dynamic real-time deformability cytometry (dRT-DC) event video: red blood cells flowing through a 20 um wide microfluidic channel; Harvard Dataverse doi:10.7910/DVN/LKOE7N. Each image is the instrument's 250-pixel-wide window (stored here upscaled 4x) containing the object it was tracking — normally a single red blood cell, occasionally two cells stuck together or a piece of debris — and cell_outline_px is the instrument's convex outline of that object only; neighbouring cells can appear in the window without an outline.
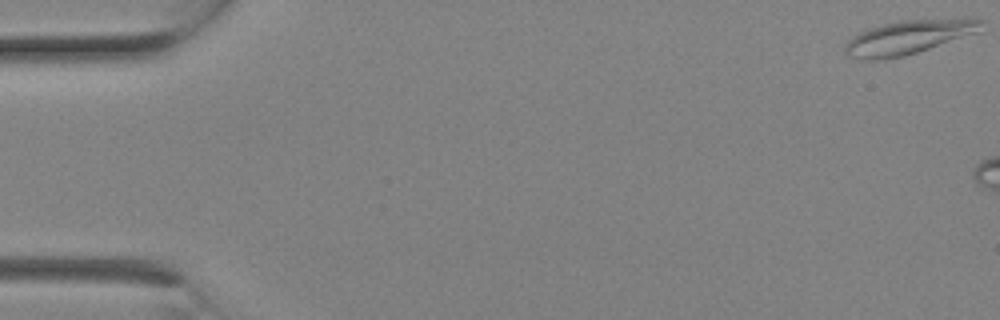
{"species": "Egyptian fruit bat (a non-hibernating species)", "species_latin": "Rousettus aegyptiacus", "temperature_condition": "room temperature", "stored_images_in_passage": 3, "segment_of_instrument_passage": [2, 2], "camera_frame_rate_fps": 3000, "um_per_image_px": 0.085, "animal": {"sex": "female"}, "frame": {"image": 1, "passage_image": 3, "time_ms": 0.667, "image_size_px": [1000, 320], "cell_outline_px": [[984, 20], [980, 32], [904, 56], [880, 60], [864, 60], [848, 56], [844, 52], [844, 44], [852, 36], [860, 32], [884, 24], [900, 20], [972, 16]], "centroid_in_image_um": [77.3, 3.13], "position_along_channel_um": 7.7, "area_um2": 27.57}}